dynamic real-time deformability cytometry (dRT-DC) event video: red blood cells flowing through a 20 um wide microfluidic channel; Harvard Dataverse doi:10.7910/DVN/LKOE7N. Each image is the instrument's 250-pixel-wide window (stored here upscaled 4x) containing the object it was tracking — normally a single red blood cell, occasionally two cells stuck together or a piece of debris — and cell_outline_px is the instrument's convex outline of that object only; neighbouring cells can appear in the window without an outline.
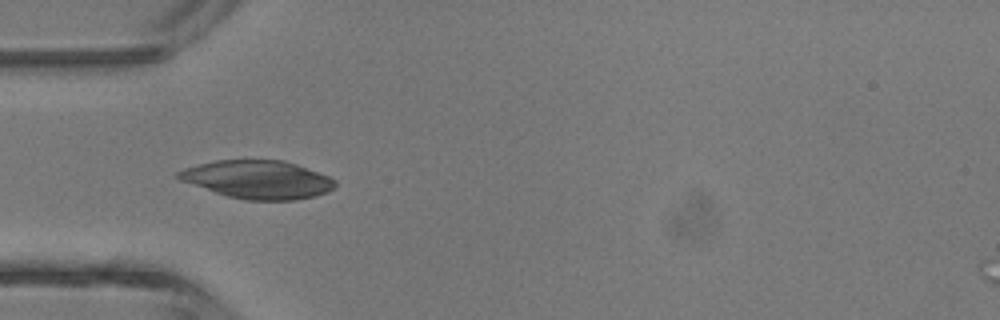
{"species": "common noctule bat (a hibernating species)", "species_latin": "Nyctalus noctula", "temperature_condition": "room temperature", "stored_images_in_passage": 5, "camera_frame_rate_fps": 3000, "um_per_image_px": 0.085, "animal": {"sex": "male", "body_mass_g": 13.3}, "frame": {"image": 1, "passage_image": 4, "time_ms": 3.667, "image_size_px": [1000, 320], "cell_outline_px": [[336, 184], [328, 192], [316, 196], [296, 200], [244, 200], [228, 196], [180, 180], [172, 176], [176, 172], [184, 168], [216, 160], [284, 160], [296, 164], [328, 176], [336, 180]], "centroid_in_image_um": [21.91, 15.26], "position_along_channel_um": 63.1, "area_um2": 34.8}}
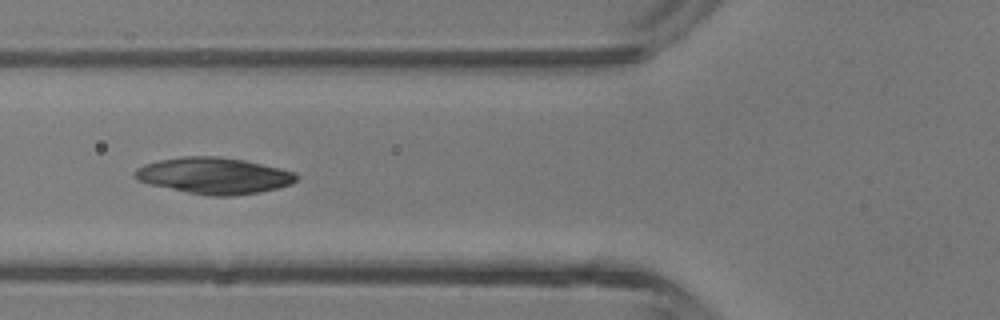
{"frame": {"image": 2, "passage_image": 5, "time_ms": 4.667, "image_size_px": [1000, 320], "cell_outline_px": [[296, 180], [292, 184], [260, 192], [232, 196], [212, 196], [188, 192], [148, 184], [136, 180], [132, 176], [132, 172], [136, 168], [144, 164], [160, 160], [180, 156], [216, 156], [244, 160], [280, 168], [292, 172], [296, 176]], "centroid_in_image_um": [18.12, 14.93], "position_along_channel_um": 107.7, "area_um2": 34.16}}